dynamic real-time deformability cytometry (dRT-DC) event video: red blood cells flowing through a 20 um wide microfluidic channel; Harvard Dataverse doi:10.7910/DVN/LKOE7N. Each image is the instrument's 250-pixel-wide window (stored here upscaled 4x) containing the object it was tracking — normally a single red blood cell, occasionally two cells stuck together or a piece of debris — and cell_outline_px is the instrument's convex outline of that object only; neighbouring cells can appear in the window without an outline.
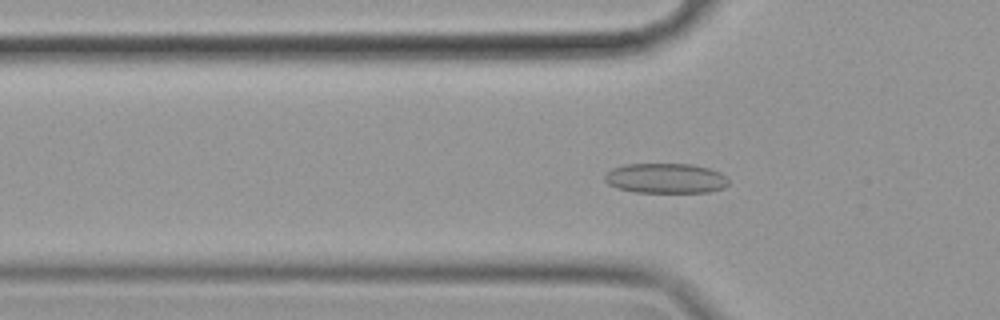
{"species": "common noctule bat (a hibernating species)", "species_latin": "Nyctalus noctula", "temperature_condition": "cold", "stored_images_in_passage": 49, "camera_frame_rate_fps": 3000, "um_per_image_px": 0.085, "animal": {"sex": "female", "body_mass_g": 19.9}, "frame": {"image": 1, "passage_image": 10, "time_ms": 3.0, "image_size_px": [1000, 320], "cell_outline_px": [[728, 184], [724, 188], [708, 192], [636, 192], [616, 188], [608, 184], [604, 180], [604, 176], [612, 168], [624, 164], [692, 164], [708, 168], [720, 172], [728, 180]], "centroid_in_image_um": [56.56, 15.15], "position_along_channel_um": 69.2, "area_um2": 21.68}}
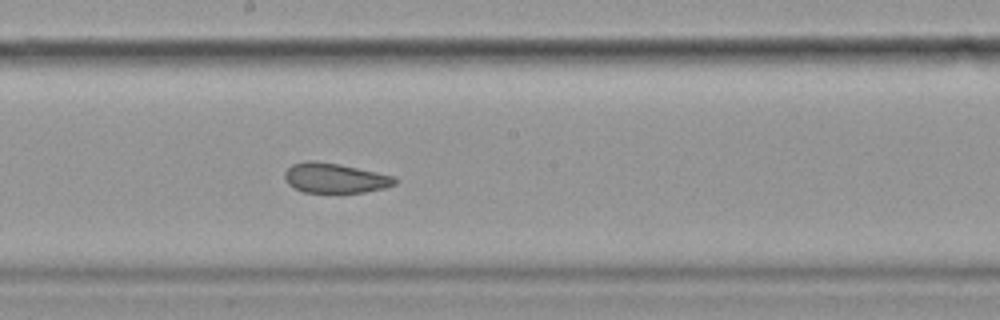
{"frame": {"image": 2, "passage_image": 23, "time_ms": 7.333, "image_size_px": [1000, 320], "cell_outline_px": [[400, 180], [396, 184], [384, 188], [364, 192], [304, 192], [292, 188], [284, 180], [284, 172], [292, 164], [308, 160], [312, 160], [340, 164], [392, 176]], "centroid_in_image_um": [28.43, 15.13], "position_along_channel_um": 219.8, "area_um2": 19.19}}
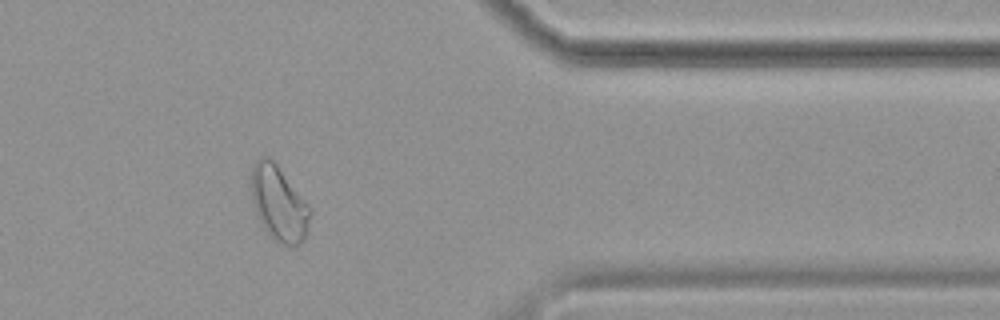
{"frame": {"image": 3, "passage_image": 39, "time_ms": 12.667, "image_size_px": [1000, 320], "cell_outline_px": [[312, 212], [308, 228], [304, 240], [300, 244], [292, 248], [276, 240], [264, 228], [256, 212], [252, 200], [252, 164], [260, 156], [272, 156], [312, 208]], "centroid_in_image_um": [23.74, 17.25], "position_along_channel_um": 387.7, "area_um2": 26.13}, "authors_computed_cell_mechanics": {"area_um2": 21.9062, "velocity_mm_per_s": 3.4843, "shape_relaxation_time_tau1_ms": null, "shape_relaxation_time_tau2_ms": 2.1115, "deformation_change_tau1": null, "deformation_change_tau2": 0.0818}}